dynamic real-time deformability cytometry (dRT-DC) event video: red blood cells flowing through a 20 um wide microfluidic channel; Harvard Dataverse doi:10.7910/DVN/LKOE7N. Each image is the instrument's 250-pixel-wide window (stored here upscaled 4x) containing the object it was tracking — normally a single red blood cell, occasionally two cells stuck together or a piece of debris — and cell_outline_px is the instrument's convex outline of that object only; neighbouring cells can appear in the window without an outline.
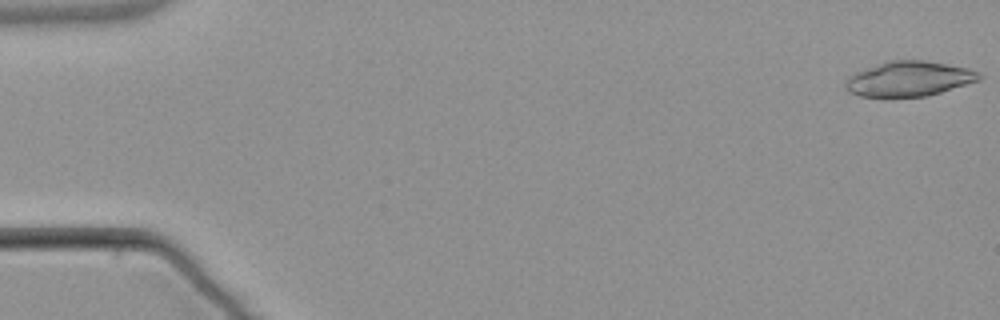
{"species": "common noctule bat (a hibernating species)", "species_latin": "Nyctalus noctula", "temperature_condition": "warm", "stored_images_in_passage": 5, "camera_frame_rate_fps": 3000, "um_per_image_px": 0.085, "animal": {"sex": "male", "body_mass_g": 21.5, "forearm_length_mm": 52.0}, "frame": {"image": 1, "passage_image": 1, "time_ms": 0.0, "image_size_px": [1000, 320], "cell_outline_px": [[984, 76], [980, 80], [940, 92], [924, 96], [860, 96], [848, 92], [844, 88], [844, 84], [848, 76], [856, 72], [892, 60], [924, 60], [968, 68]], "centroid_in_image_um": [77.25, 6.7], "position_along_channel_um": 7.7, "area_um2": 26.82}}
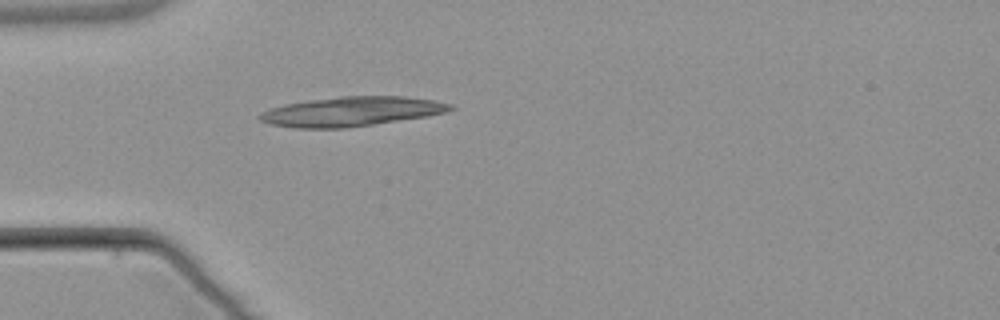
{"frame": {"image": 2, "passage_image": 5, "time_ms": 5.0, "image_size_px": [1000, 320], "cell_outline_px": [[456, 108], [448, 112], [428, 116], [344, 128], [292, 128], [272, 124], [260, 120], [256, 116], [272, 108], [284, 104], [308, 100], [340, 96], [404, 96], [432, 100], [452, 104]], "centroid_in_image_um": [29.9, 9.47], "position_along_channel_um": 55.1, "area_um2": 32.66}}